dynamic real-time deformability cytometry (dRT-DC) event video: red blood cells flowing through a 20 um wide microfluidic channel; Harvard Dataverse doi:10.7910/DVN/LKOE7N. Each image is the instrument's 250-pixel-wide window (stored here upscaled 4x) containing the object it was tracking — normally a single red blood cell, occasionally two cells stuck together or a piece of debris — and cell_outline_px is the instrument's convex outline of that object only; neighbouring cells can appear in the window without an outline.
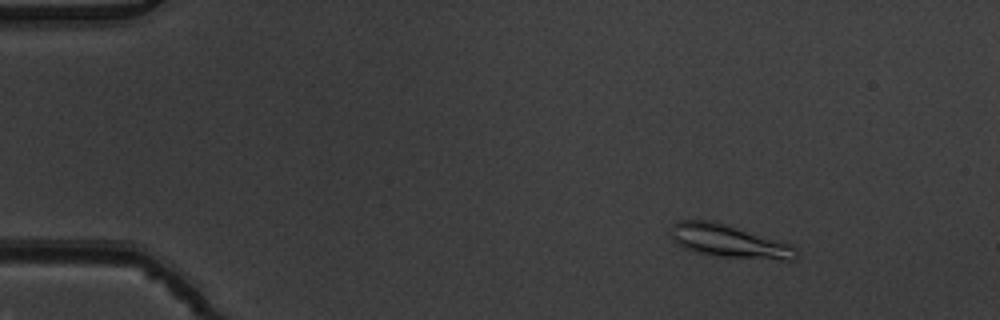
{"species": "common noctule bat (a hibernating species)", "species_latin": "Nyctalus noctula", "temperature_condition": "warm", "stored_images_in_passage": 4, "camera_frame_rate_fps": 3000, "um_per_image_px": 0.085, "animal": {"sex": "male", "body_mass_g": 19.5, "forearm_length_mm": 54.6}, "frame": {"image": 1, "passage_image": 2, "time_ms": 0.333, "image_size_px": [1000, 320], "cell_outline_px": [[796, 256], [792, 260], [784, 260], [720, 256], [696, 252], [684, 248], [668, 232], [672, 224], [680, 220], [712, 220], [792, 244], [796, 248]], "centroid_in_image_um": [61.96, 20.48], "position_along_channel_um": 23.0, "area_um2": 23.76}}